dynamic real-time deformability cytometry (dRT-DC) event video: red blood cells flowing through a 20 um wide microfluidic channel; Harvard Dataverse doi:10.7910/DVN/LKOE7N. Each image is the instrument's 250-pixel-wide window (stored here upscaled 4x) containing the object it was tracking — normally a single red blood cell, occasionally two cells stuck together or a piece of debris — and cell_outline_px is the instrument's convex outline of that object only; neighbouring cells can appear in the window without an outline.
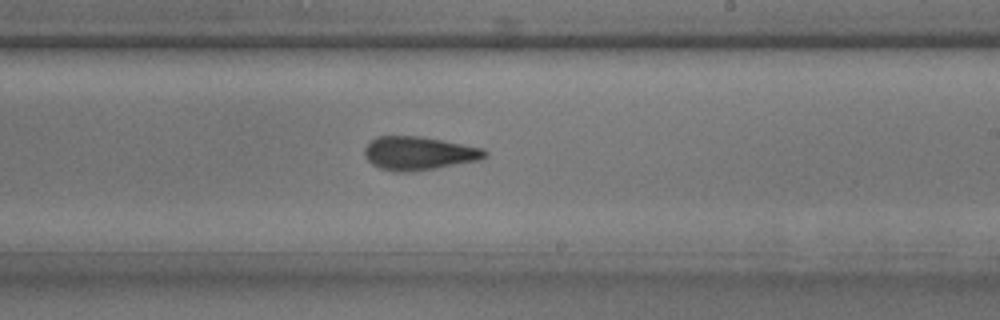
{"species": "common noctule bat (a hibernating species)", "species_latin": "Nyctalus noctula", "temperature_condition": "room temperature", "stored_images_in_passage": 31, "camera_frame_rate_fps": 3000, "um_per_image_px": 0.085, "animal": {"sex": "male", "body_mass_g": 17.9, "forearm_length_mm": 54.2}, "frame": {"image": 1, "passage_image": 19, "time_ms": 6.0, "image_size_px": [1000, 320], "cell_outline_px": [[488, 156], [480, 160], [436, 168], [404, 172], [400, 172], [380, 168], [372, 164], [364, 156], [364, 148], [376, 136], [420, 136], [484, 148], [488, 152]], "centroid_in_image_um": [35.61, 13.02], "position_along_channel_um": 253.4, "area_um2": 23.41}}
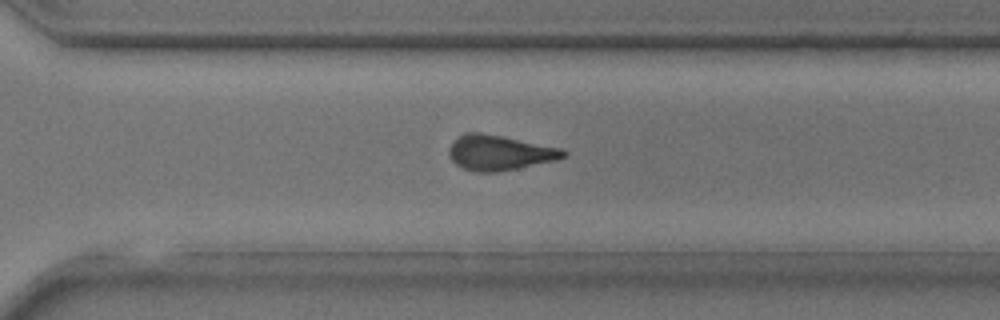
{"frame": {"image": 2, "passage_image": 23, "time_ms": 7.333, "image_size_px": [1000, 320], "cell_outline_px": [[568, 156], [556, 160], [496, 172], [472, 172], [460, 168], [448, 156], [448, 148], [460, 136], [472, 132], [480, 132], [504, 136], [564, 148], [568, 152]], "centroid_in_image_um": [42.49, 12.98], "position_along_channel_um": 328.1, "area_um2": 23.58}}
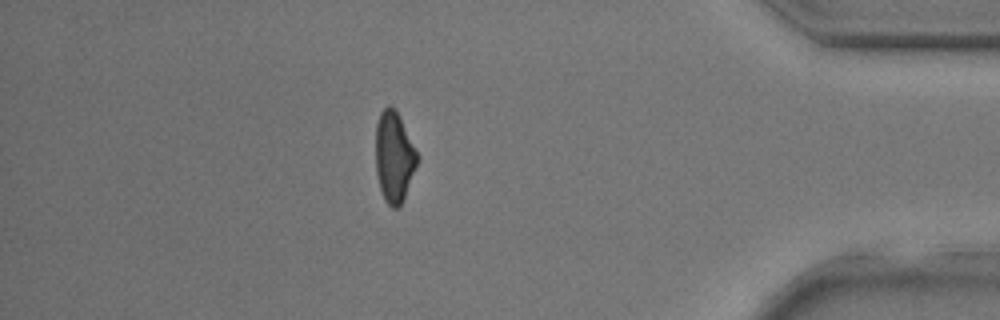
{"frame": {"image": 3, "passage_image": 29, "time_ms": 9.333, "image_size_px": [1000, 320], "cell_outline_px": [[420, 160], [404, 200], [396, 208], [392, 208], [384, 200], [380, 188], [376, 172], [376, 124], [380, 112], [388, 104], [396, 108], [420, 156]], "centroid_in_image_um": [33.53, 13.32], "position_along_channel_um": 401.7, "area_um2": 22.54}}